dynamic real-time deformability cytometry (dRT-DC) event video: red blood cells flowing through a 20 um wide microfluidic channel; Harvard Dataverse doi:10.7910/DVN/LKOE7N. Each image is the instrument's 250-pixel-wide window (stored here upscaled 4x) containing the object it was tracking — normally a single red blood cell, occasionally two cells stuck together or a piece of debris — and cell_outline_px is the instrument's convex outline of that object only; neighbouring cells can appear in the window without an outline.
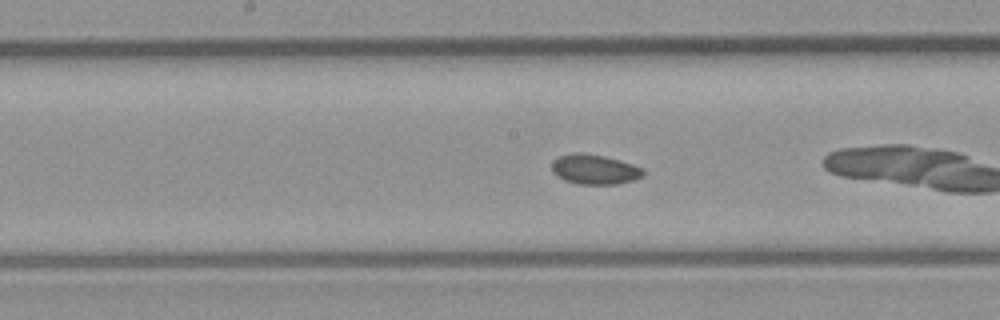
{"species": "common noctule bat (a hibernating species)", "species_latin": "Nyctalus noctula", "temperature_condition": "room temperature", "stored_images_in_passage": 35, "camera_frame_rate_fps": 3000, "um_per_image_px": 0.085, "animal": {"sex": "male", "body_mass_g": 23.1, "forearm_length_mm": 52.7}, "frame": {"image": 1, "passage_image": 11, "time_ms": 3.333, "image_size_px": [1000, 320], "cell_outline_px": [[644, 176], [632, 180], [616, 184], [580, 184], [564, 180], [552, 172], [552, 160], [560, 156], [572, 152], [584, 152], [604, 156], [620, 160], [644, 168]], "centroid_in_image_um": [50.53, 14.38], "position_along_channel_um": 197.7, "area_um2": 16.01}, "authors_computed_cell_mechanics": {"area_um2": 15.8372, "velocity_mm_per_s": 4.2666, "shape_relaxation_time_tau1_ms": null, "shape_relaxation_time_tau2_ms": 4.5323, "deformation_change_tau1": null, "deformation_change_tau2": 0.0451}}